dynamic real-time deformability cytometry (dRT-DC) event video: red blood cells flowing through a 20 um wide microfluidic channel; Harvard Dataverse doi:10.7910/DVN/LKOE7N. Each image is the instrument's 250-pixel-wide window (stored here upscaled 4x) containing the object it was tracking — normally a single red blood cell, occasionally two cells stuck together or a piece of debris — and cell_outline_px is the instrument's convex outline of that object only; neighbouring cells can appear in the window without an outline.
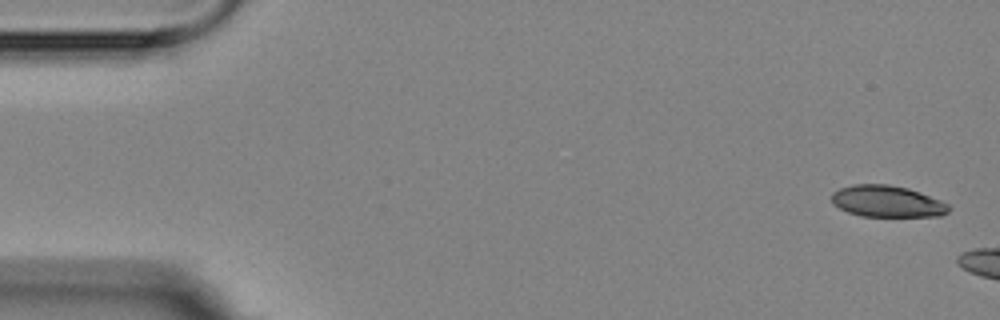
{"species": "Egyptian fruit bat (a non-hibernating species)", "species_latin": "Rousettus aegyptiacus", "temperature_condition": "room temperature", "stored_images_in_passage": 4, "camera_frame_rate_fps": 3000, "um_per_image_px": 0.085, "animal": {"sex": "female"}, "frame": {"image": 1, "passage_image": 1, "time_ms": 0.0, "image_size_px": [1000, 320], "cell_outline_px": [[948, 212], [940, 216], [860, 216], [848, 212], [832, 204], [832, 192], [840, 188], [852, 184], [888, 184], [908, 188], [920, 192], [940, 200], [948, 204]], "centroid_in_image_um": [75.38, 17.11], "position_along_channel_um": 9.6, "area_um2": 21.5}}